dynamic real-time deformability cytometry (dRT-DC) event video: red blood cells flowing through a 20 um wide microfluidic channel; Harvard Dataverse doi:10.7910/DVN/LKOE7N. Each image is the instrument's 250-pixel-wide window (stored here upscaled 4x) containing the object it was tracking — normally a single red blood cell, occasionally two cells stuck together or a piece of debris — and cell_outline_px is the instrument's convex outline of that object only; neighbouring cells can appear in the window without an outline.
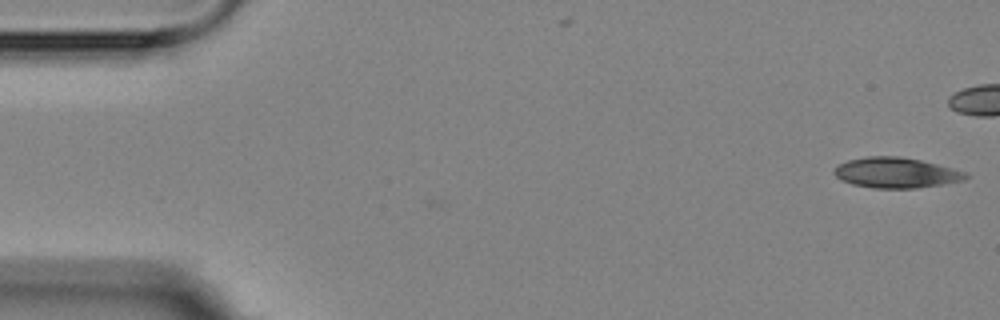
{"species": "Egyptian fruit bat (a non-hibernating species)", "species_latin": "Rousettus aegyptiacus", "temperature_condition": "room temperature", "stored_images_in_passage": 6, "camera_frame_rate_fps": 3000, "um_per_image_px": 0.085, "animal": {"sex": "female"}, "frame": {"image": 1, "passage_image": 1, "time_ms": 0.0, "image_size_px": [1000, 320], "cell_outline_px": [[968, 176], [964, 180], [916, 188], [872, 188], [852, 184], [840, 180], [832, 172], [840, 164], [848, 160], [868, 156], [900, 156], [920, 160], [968, 172]], "centroid_in_image_um": [76.15, 14.68], "position_along_channel_um": 8.9, "area_um2": 23.18}}
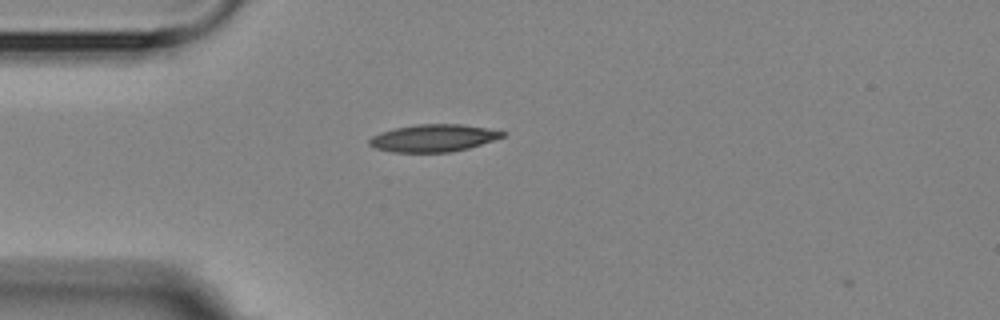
{"frame": {"image": 2, "passage_image": 6, "time_ms": 5.667, "image_size_px": [1000, 320], "cell_outline_px": [[508, 132], [504, 136], [468, 148], [448, 152], [392, 152], [376, 148], [368, 144], [368, 140], [372, 136], [380, 132], [392, 128], [416, 124], [460, 124]], "centroid_in_image_um": [36.78, 11.73], "position_along_channel_um": 48.2, "area_um2": 21.1}}